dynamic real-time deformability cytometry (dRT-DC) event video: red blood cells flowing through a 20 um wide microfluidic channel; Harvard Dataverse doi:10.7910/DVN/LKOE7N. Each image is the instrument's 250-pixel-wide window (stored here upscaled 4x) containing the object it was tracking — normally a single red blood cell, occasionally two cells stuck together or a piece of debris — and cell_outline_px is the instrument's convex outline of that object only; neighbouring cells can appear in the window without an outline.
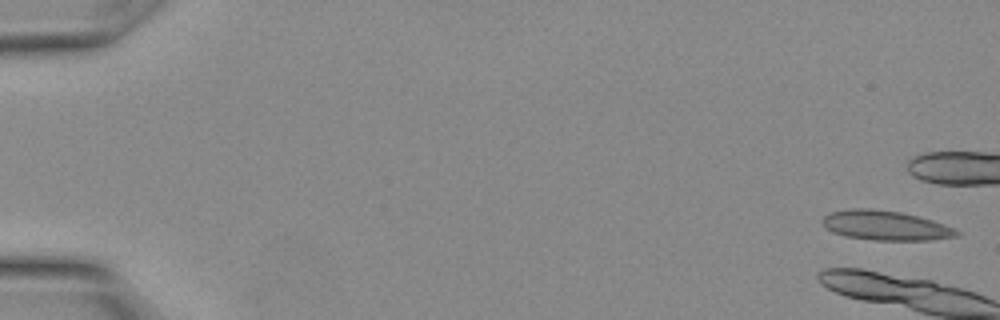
{"species": "Egyptian fruit bat (a non-hibernating species)", "species_latin": "Rousettus aegyptiacus", "temperature_condition": "warm", "stored_images_in_passage": 6, "camera_frame_rate_fps": 3000, "um_per_image_px": 0.085, "animal": {"sex": "female"}, "frame": {"image": 1, "passage_image": 1, "time_ms": 0.0, "image_size_px": [1000, 320], "cell_outline_px": [[960, 236], [932, 240], [872, 240], [844, 236], [832, 232], [824, 228], [820, 220], [824, 216], [832, 212], [852, 208], [868, 208], [900, 212], [932, 220], [944, 224], [960, 232]], "centroid_in_image_um": [75.23, 19.17], "position_along_channel_um": 9.8, "area_um2": 23.24}}